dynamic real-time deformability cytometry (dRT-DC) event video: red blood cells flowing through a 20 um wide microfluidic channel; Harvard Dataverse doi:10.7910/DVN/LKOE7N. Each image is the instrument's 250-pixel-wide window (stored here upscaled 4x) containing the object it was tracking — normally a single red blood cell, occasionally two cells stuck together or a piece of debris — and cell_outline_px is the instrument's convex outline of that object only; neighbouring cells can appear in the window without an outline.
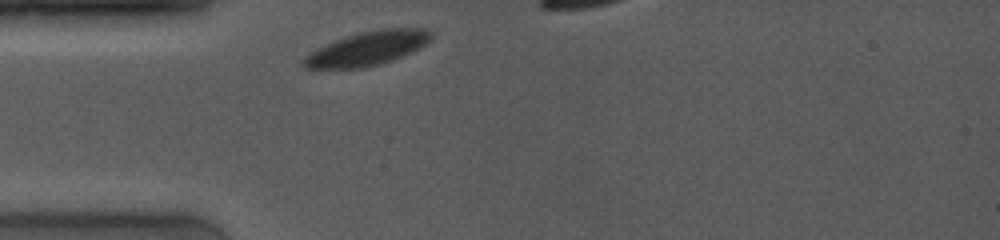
{"species": "common noctule bat (a hibernating species)", "species_latin": "Nyctalus noctula", "temperature_condition": "room temperature", "stored_images_in_passage": 8, "camera_frame_rate_fps": 4000, "um_per_image_px": 0.085, "animal": {"sex": "female", "body_mass_g": 19.0, "forearm_length_mm": 53.3}, "frame": {"image": 1, "passage_image": 1, "time_ms": 0.0, "image_size_px": [1000, 240], "cell_outline_px": [[432, 40], [428, 44], [420, 48], [392, 60], [380, 64], [364, 68], [312, 72], [304, 68], [300, 64], [300, 60], [304, 56], [336, 40], [360, 32], [384, 28], [424, 28], [432, 32]], "centroid_in_image_um": [31.15, 4.18], "position_along_channel_um": 53.8, "area_um2": 26.01}}
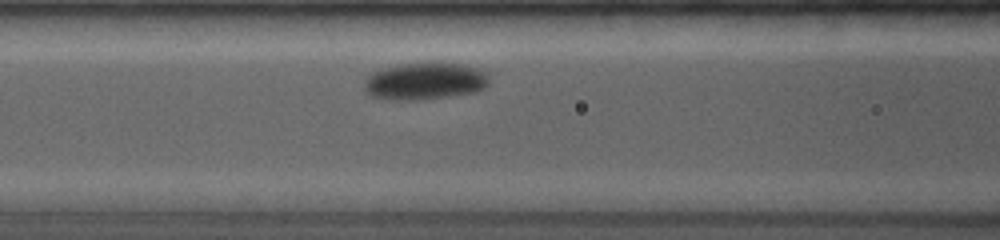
{"frame": {"image": 2, "passage_image": 6, "time_ms": 2.25, "image_size_px": [1000, 240], "cell_outline_px": [[488, 84], [484, 88], [472, 92], [448, 96], [416, 100], [384, 100], [372, 96], [364, 88], [364, 84], [368, 76], [372, 72], [384, 68], [404, 64], [428, 60], [436, 60], [460, 64], [484, 72], [488, 76]], "centroid_in_image_um": [36.08, 6.87], "position_along_channel_um": 130.5, "area_um2": 27.22}}